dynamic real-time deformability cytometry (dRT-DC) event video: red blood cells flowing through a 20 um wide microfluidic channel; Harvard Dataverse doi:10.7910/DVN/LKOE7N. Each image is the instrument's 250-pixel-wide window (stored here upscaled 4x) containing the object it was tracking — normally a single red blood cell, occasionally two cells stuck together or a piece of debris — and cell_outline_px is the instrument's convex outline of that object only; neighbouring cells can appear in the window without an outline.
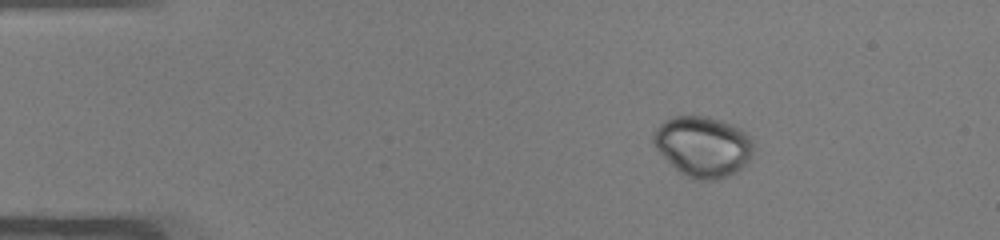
{"species": "common noctule bat (a hibernating species)", "species_latin": "Nyctalus noctula", "temperature_condition": "warm", "stored_images_in_passage": 40, "camera_frame_rate_fps": 3000, "um_per_image_px": 0.085, "animal": {"sex": "male", "body_mass_g": 19.0, "forearm_length_mm": 50.8}, "frame": {"image": 1, "passage_image": 3, "time_ms": 0.667, "image_size_px": [1000, 240], "cell_outline_px": [[752, 156], [736, 172], [728, 176], [716, 180], [692, 180], [680, 172], [652, 144], [652, 132], [664, 120], [672, 116], [708, 116], [732, 124], [740, 128], [752, 140]], "centroid_in_image_um": [59.73, 12.44], "position_along_channel_um": 25.3, "area_um2": 35.26}}
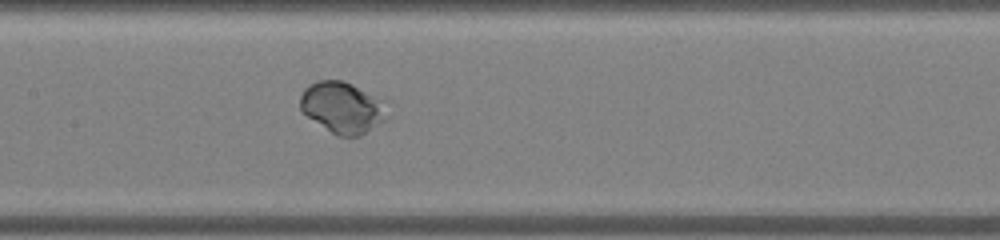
{"frame": {"image": 2, "passage_image": 20, "time_ms": 6.333, "image_size_px": [1000, 240], "cell_outline_px": [[388, 120], [360, 136], [336, 136], [308, 116], [300, 108], [300, 96], [304, 88], [308, 84], [316, 80], [344, 80], [352, 84], [368, 96], [372, 100]], "centroid_in_image_um": [28.95, 9.16], "position_along_channel_um": 178.4, "area_um2": 24.68}}
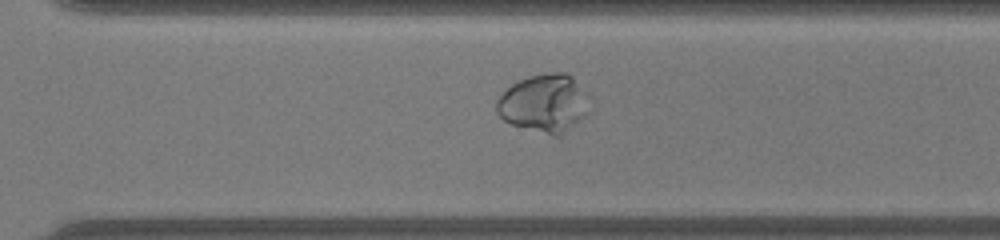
{"frame": {"image": 3, "passage_image": 31, "time_ms": 10.0, "image_size_px": [1000, 240], "cell_outline_px": [[592, 96], [584, 116], [560, 140], [512, 124], [504, 120], [496, 112], [496, 100], [516, 80], [528, 76], [552, 72], [568, 72]], "centroid_in_image_um": [46.3, 8.8], "position_along_channel_um": 324.3, "area_um2": 32.37}}